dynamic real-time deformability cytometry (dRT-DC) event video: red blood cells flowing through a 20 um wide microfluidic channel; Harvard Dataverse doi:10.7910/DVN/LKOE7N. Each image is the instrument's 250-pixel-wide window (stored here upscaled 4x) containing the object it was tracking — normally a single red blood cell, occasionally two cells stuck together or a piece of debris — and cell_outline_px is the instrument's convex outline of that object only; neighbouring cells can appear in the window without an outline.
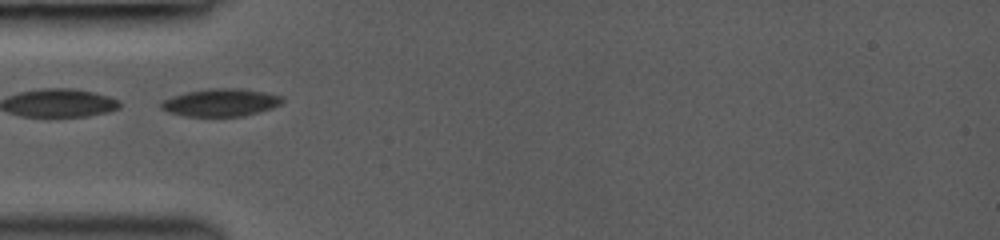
{"species": "common noctule bat (a hibernating species)", "species_latin": "Nyctalus noctula", "temperature_condition": "room temperature", "stored_images_in_passage": 9, "camera_frame_rate_fps": 3000, "um_per_image_px": 0.085, "animal": {"sex": "female", "body_mass_g": 19.0, "forearm_length_mm": 53.3}, "frame": {"image": 1, "passage_image": 2, "time_ms": 0.667, "image_size_px": [1000, 240], "cell_outline_px": [[284, 100], [280, 104], [272, 108], [244, 116], [184, 116], [168, 112], [160, 108], [160, 100], [172, 96], [188, 92], [212, 88], [240, 88], [264, 92], [284, 96]], "centroid_in_image_um": [18.75, 8.71], "position_along_channel_um": 66.2, "area_um2": 19.59}}
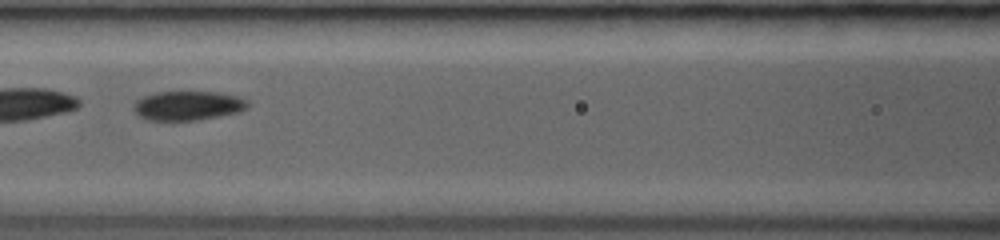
{"frame": {"image": 2, "passage_image": 7, "time_ms": 2.667, "image_size_px": [1000, 240], "cell_outline_px": [[248, 108], [240, 112], [200, 120], [148, 120], [140, 116], [132, 108], [136, 100], [144, 96], [156, 92], [216, 92], [240, 96], [248, 100]], "centroid_in_image_um": [16.01, 8.98], "position_along_channel_um": 150.6, "area_um2": 19.59}}